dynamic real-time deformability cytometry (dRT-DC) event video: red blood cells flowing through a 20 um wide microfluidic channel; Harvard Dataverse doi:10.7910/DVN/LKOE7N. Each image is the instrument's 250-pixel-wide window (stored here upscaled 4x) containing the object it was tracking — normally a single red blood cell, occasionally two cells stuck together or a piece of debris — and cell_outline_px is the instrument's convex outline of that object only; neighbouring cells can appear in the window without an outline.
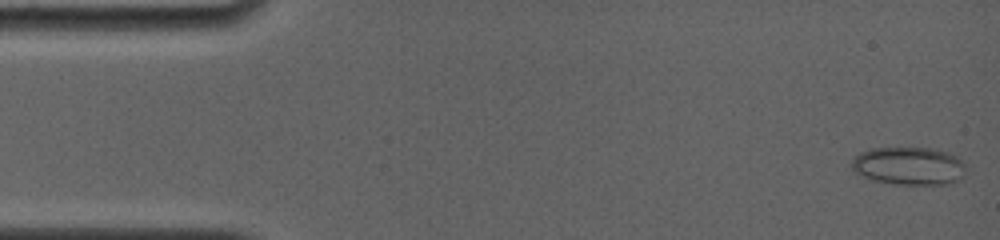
{"species": "common noctule bat (a hibernating species)", "species_latin": "Nyctalus noctula", "temperature_condition": "room temperature", "stored_images_in_passage": 61, "camera_frame_rate_fps": 4000, "um_per_image_px": 0.085, "animal": {"sex": "female", "body_mass_g": 19.0, "forearm_length_mm": 56.7}, "frame": {"image": 1, "passage_image": 2, "time_ms": 0.25, "image_size_px": [1000, 240], "cell_outline_px": [[964, 176], [960, 180], [948, 184], [892, 184], [876, 180], [852, 172], [848, 164], [860, 152], [868, 148], [932, 148], [948, 152], [956, 156], [964, 164]], "centroid_in_image_um": [77.22, 14.1], "position_along_channel_um": 7.8, "area_um2": 25.49}}
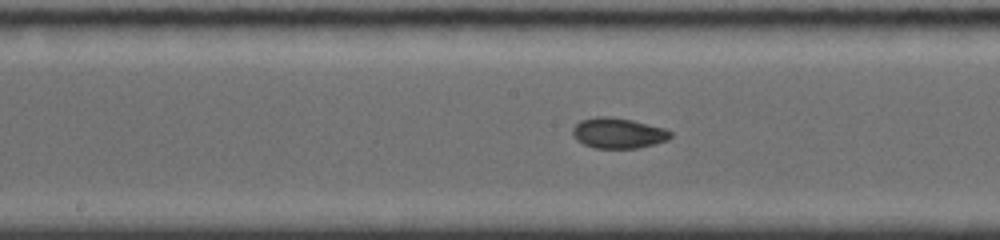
{"frame": {"image": 2, "passage_image": 32, "time_ms": 8.25, "image_size_px": [1000, 240], "cell_outline_px": [[672, 136], [668, 140], [636, 148], [596, 148], [584, 144], [576, 140], [572, 136], [572, 128], [580, 120], [596, 116], [608, 116], [632, 120], [664, 128], [672, 132]], "centroid_in_image_um": [52.51, 11.3], "position_along_channel_um": 195.7, "area_um2": 17.4}}
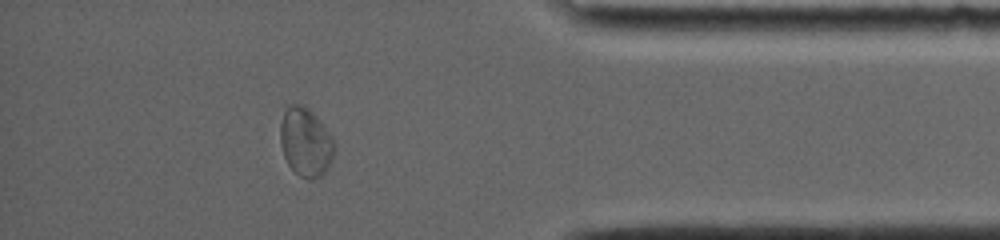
{"frame": {"image": 3, "passage_image": 54, "time_ms": 14.25, "image_size_px": [1000, 240], "cell_outline_px": [[336, 148], [332, 160], [328, 168], [320, 176], [300, 176], [288, 164], [284, 156], [280, 144], [280, 124], [284, 112], [292, 104], [304, 104], [316, 116], [332, 136], [336, 144]], "centroid_in_image_um": [25.99, 12.04], "position_along_channel_um": 409.2, "area_um2": 21.44}, "authors_computed_cell_mechanics": {"area_um2": 17.5134, "velocity_mm_per_s": 3.8379, "shape_relaxation_time_tau1_ms": null, "shape_relaxation_time_tau2_ms": 4.032, "deformation_change_tau1": null, "deformation_change_tau2": 0.0419}}